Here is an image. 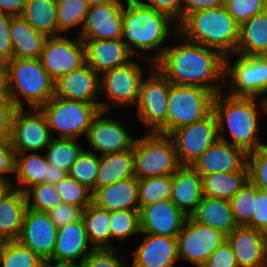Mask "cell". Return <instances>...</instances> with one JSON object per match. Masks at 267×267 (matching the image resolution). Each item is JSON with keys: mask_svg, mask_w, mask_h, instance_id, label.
I'll return each mask as SVG.
<instances>
[{"mask_svg": "<svg viewBox=\"0 0 267 267\" xmlns=\"http://www.w3.org/2000/svg\"><path fill=\"white\" fill-rule=\"evenodd\" d=\"M133 143L134 176L138 180L173 175L182 165L169 135L143 132Z\"/></svg>", "mask_w": 267, "mask_h": 267, "instance_id": "6", "label": "cell"}, {"mask_svg": "<svg viewBox=\"0 0 267 267\" xmlns=\"http://www.w3.org/2000/svg\"><path fill=\"white\" fill-rule=\"evenodd\" d=\"M10 36L13 58L40 59L47 37L30 26L22 16L12 17Z\"/></svg>", "mask_w": 267, "mask_h": 267, "instance_id": "29", "label": "cell"}, {"mask_svg": "<svg viewBox=\"0 0 267 267\" xmlns=\"http://www.w3.org/2000/svg\"><path fill=\"white\" fill-rule=\"evenodd\" d=\"M202 197V176L192 166H181L172 175L170 200L183 214L190 217Z\"/></svg>", "mask_w": 267, "mask_h": 267, "instance_id": "27", "label": "cell"}, {"mask_svg": "<svg viewBox=\"0 0 267 267\" xmlns=\"http://www.w3.org/2000/svg\"><path fill=\"white\" fill-rule=\"evenodd\" d=\"M201 267H239L232 246L225 240Z\"/></svg>", "mask_w": 267, "mask_h": 267, "instance_id": "52", "label": "cell"}, {"mask_svg": "<svg viewBox=\"0 0 267 267\" xmlns=\"http://www.w3.org/2000/svg\"><path fill=\"white\" fill-rule=\"evenodd\" d=\"M249 180V172H215L202 176L203 196L230 201Z\"/></svg>", "mask_w": 267, "mask_h": 267, "instance_id": "34", "label": "cell"}, {"mask_svg": "<svg viewBox=\"0 0 267 267\" xmlns=\"http://www.w3.org/2000/svg\"><path fill=\"white\" fill-rule=\"evenodd\" d=\"M174 38L175 42L167 45L154 67L171 84L203 87L214 95L225 91V57L216 49L187 41L178 33Z\"/></svg>", "mask_w": 267, "mask_h": 267, "instance_id": "1", "label": "cell"}, {"mask_svg": "<svg viewBox=\"0 0 267 267\" xmlns=\"http://www.w3.org/2000/svg\"><path fill=\"white\" fill-rule=\"evenodd\" d=\"M142 58L134 57L125 65L116 67L106 71L100 75V95H104V99L100 101V110L109 113L112 111L111 106L133 108L135 107L139 90L143 78L154 67V63L147 66L146 71L137 60ZM146 71V72H144ZM111 104V105H110Z\"/></svg>", "mask_w": 267, "mask_h": 267, "instance_id": "7", "label": "cell"}, {"mask_svg": "<svg viewBox=\"0 0 267 267\" xmlns=\"http://www.w3.org/2000/svg\"><path fill=\"white\" fill-rule=\"evenodd\" d=\"M43 154V155H42ZM49 162L44 153H16L14 183L16 189L25 192L29 187L48 183Z\"/></svg>", "mask_w": 267, "mask_h": 267, "instance_id": "31", "label": "cell"}, {"mask_svg": "<svg viewBox=\"0 0 267 267\" xmlns=\"http://www.w3.org/2000/svg\"><path fill=\"white\" fill-rule=\"evenodd\" d=\"M224 80L230 89L225 92L231 96L263 99L267 95V56H225Z\"/></svg>", "mask_w": 267, "mask_h": 267, "instance_id": "10", "label": "cell"}, {"mask_svg": "<svg viewBox=\"0 0 267 267\" xmlns=\"http://www.w3.org/2000/svg\"><path fill=\"white\" fill-rule=\"evenodd\" d=\"M192 167L201 176L215 172H249L247 153L221 139L216 140Z\"/></svg>", "mask_w": 267, "mask_h": 267, "instance_id": "21", "label": "cell"}, {"mask_svg": "<svg viewBox=\"0 0 267 267\" xmlns=\"http://www.w3.org/2000/svg\"><path fill=\"white\" fill-rule=\"evenodd\" d=\"M182 166L193 163L218 140V121L212 110L205 118L180 127L169 135Z\"/></svg>", "mask_w": 267, "mask_h": 267, "instance_id": "12", "label": "cell"}, {"mask_svg": "<svg viewBox=\"0 0 267 267\" xmlns=\"http://www.w3.org/2000/svg\"><path fill=\"white\" fill-rule=\"evenodd\" d=\"M257 186L248 180L230 199L234 219L238 226H247L252 219Z\"/></svg>", "mask_w": 267, "mask_h": 267, "instance_id": "44", "label": "cell"}, {"mask_svg": "<svg viewBox=\"0 0 267 267\" xmlns=\"http://www.w3.org/2000/svg\"><path fill=\"white\" fill-rule=\"evenodd\" d=\"M131 177H134L133 146L130 150L100 155L95 190Z\"/></svg>", "mask_w": 267, "mask_h": 267, "instance_id": "33", "label": "cell"}, {"mask_svg": "<svg viewBox=\"0 0 267 267\" xmlns=\"http://www.w3.org/2000/svg\"><path fill=\"white\" fill-rule=\"evenodd\" d=\"M249 180L257 188L267 191V143L254 151L247 153Z\"/></svg>", "mask_w": 267, "mask_h": 267, "instance_id": "46", "label": "cell"}, {"mask_svg": "<svg viewBox=\"0 0 267 267\" xmlns=\"http://www.w3.org/2000/svg\"><path fill=\"white\" fill-rule=\"evenodd\" d=\"M13 15L0 12V58L10 61L13 59L10 27Z\"/></svg>", "mask_w": 267, "mask_h": 267, "instance_id": "54", "label": "cell"}, {"mask_svg": "<svg viewBox=\"0 0 267 267\" xmlns=\"http://www.w3.org/2000/svg\"><path fill=\"white\" fill-rule=\"evenodd\" d=\"M105 114L107 112L100 111L88 128L85 137L90 147L88 151L107 155L130 150L136 137L129 124L126 125L124 120L121 122L113 117L107 118Z\"/></svg>", "mask_w": 267, "mask_h": 267, "instance_id": "15", "label": "cell"}, {"mask_svg": "<svg viewBox=\"0 0 267 267\" xmlns=\"http://www.w3.org/2000/svg\"><path fill=\"white\" fill-rule=\"evenodd\" d=\"M100 155L84 150L70 167L68 175L87 186L92 193L95 191V180L99 168Z\"/></svg>", "mask_w": 267, "mask_h": 267, "instance_id": "43", "label": "cell"}, {"mask_svg": "<svg viewBox=\"0 0 267 267\" xmlns=\"http://www.w3.org/2000/svg\"><path fill=\"white\" fill-rule=\"evenodd\" d=\"M78 267H130L119 249H94Z\"/></svg>", "mask_w": 267, "mask_h": 267, "instance_id": "48", "label": "cell"}, {"mask_svg": "<svg viewBox=\"0 0 267 267\" xmlns=\"http://www.w3.org/2000/svg\"><path fill=\"white\" fill-rule=\"evenodd\" d=\"M224 6L233 19L241 25L254 15L267 10V0H224Z\"/></svg>", "mask_w": 267, "mask_h": 267, "instance_id": "47", "label": "cell"}, {"mask_svg": "<svg viewBox=\"0 0 267 267\" xmlns=\"http://www.w3.org/2000/svg\"><path fill=\"white\" fill-rule=\"evenodd\" d=\"M226 240L239 267H267V235L248 226H237Z\"/></svg>", "mask_w": 267, "mask_h": 267, "instance_id": "24", "label": "cell"}, {"mask_svg": "<svg viewBox=\"0 0 267 267\" xmlns=\"http://www.w3.org/2000/svg\"><path fill=\"white\" fill-rule=\"evenodd\" d=\"M214 96L203 87L171 84L168 96L167 135L205 118L213 110Z\"/></svg>", "mask_w": 267, "mask_h": 267, "instance_id": "11", "label": "cell"}, {"mask_svg": "<svg viewBox=\"0 0 267 267\" xmlns=\"http://www.w3.org/2000/svg\"><path fill=\"white\" fill-rule=\"evenodd\" d=\"M224 0H182V19L195 11L222 7Z\"/></svg>", "mask_w": 267, "mask_h": 267, "instance_id": "56", "label": "cell"}, {"mask_svg": "<svg viewBox=\"0 0 267 267\" xmlns=\"http://www.w3.org/2000/svg\"><path fill=\"white\" fill-rule=\"evenodd\" d=\"M40 110L47 119L53 138L54 130L59 135L57 138L76 140L83 135L86 137L92 120L101 111L100 104L68 100L55 95Z\"/></svg>", "mask_w": 267, "mask_h": 267, "instance_id": "8", "label": "cell"}, {"mask_svg": "<svg viewBox=\"0 0 267 267\" xmlns=\"http://www.w3.org/2000/svg\"><path fill=\"white\" fill-rule=\"evenodd\" d=\"M57 0H26L22 17L46 37L58 36Z\"/></svg>", "mask_w": 267, "mask_h": 267, "instance_id": "35", "label": "cell"}, {"mask_svg": "<svg viewBox=\"0 0 267 267\" xmlns=\"http://www.w3.org/2000/svg\"><path fill=\"white\" fill-rule=\"evenodd\" d=\"M16 153L10 142L0 143V177L11 179L15 175Z\"/></svg>", "mask_w": 267, "mask_h": 267, "instance_id": "55", "label": "cell"}, {"mask_svg": "<svg viewBox=\"0 0 267 267\" xmlns=\"http://www.w3.org/2000/svg\"><path fill=\"white\" fill-rule=\"evenodd\" d=\"M139 219L141 233L177 238L187 216L166 199L140 208Z\"/></svg>", "mask_w": 267, "mask_h": 267, "instance_id": "19", "label": "cell"}, {"mask_svg": "<svg viewBox=\"0 0 267 267\" xmlns=\"http://www.w3.org/2000/svg\"><path fill=\"white\" fill-rule=\"evenodd\" d=\"M55 185L63 203L79 206L82 210L92 203V190L68 174Z\"/></svg>", "mask_w": 267, "mask_h": 267, "instance_id": "45", "label": "cell"}, {"mask_svg": "<svg viewBox=\"0 0 267 267\" xmlns=\"http://www.w3.org/2000/svg\"><path fill=\"white\" fill-rule=\"evenodd\" d=\"M177 33V23L167 14L136 0H125L122 40L134 57L146 58L148 64L155 63L169 45L168 38L172 40ZM164 42L168 44L163 46ZM152 50L154 54L149 53Z\"/></svg>", "mask_w": 267, "mask_h": 267, "instance_id": "2", "label": "cell"}, {"mask_svg": "<svg viewBox=\"0 0 267 267\" xmlns=\"http://www.w3.org/2000/svg\"><path fill=\"white\" fill-rule=\"evenodd\" d=\"M46 267H78L76 265H53L46 262Z\"/></svg>", "mask_w": 267, "mask_h": 267, "instance_id": "62", "label": "cell"}, {"mask_svg": "<svg viewBox=\"0 0 267 267\" xmlns=\"http://www.w3.org/2000/svg\"><path fill=\"white\" fill-rule=\"evenodd\" d=\"M26 210V196L19 189L0 201V242L18 239Z\"/></svg>", "mask_w": 267, "mask_h": 267, "instance_id": "32", "label": "cell"}, {"mask_svg": "<svg viewBox=\"0 0 267 267\" xmlns=\"http://www.w3.org/2000/svg\"><path fill=\"white\" fill-rule=\"evenodd\" d=\"M87 65L97 74L130 62L134 56L121 39H83Z\"/></svg>", "mask_w": 267, "mask_h": 267, "instance_id": "25", "label": "cell"}, {"mask_svg": "<svg viewBox=\"0 0 267 267\" xmlns=\"http://www.w3.org/2000/svg\"><path fill=\"white\" fill-rule=\"evenodd\" d=\"M194 221L209 226L225 236L238 225L234 219L230 201L203 196L194 213Z\"/></svg>", "mask_w": 267, "mask_h": 267, "instance_id": "28", "label": "cell"}, {"mask_svg": "<svg viewBox=\"0 0 267 267\" xmlns=\"http://www.w3.org/2000/svg\"><path fill=\"white\" fill-rule=\"evenodd\" d=\"M93 250L81 218L58 228L55 248L47 263L79 266Z\"/></svg>", "mask_w": 267, "mask_h": 267, "instance_id": "18", "label": "cell"}, {"mask_svg": "<svg viewBox=\"0 0 267 267\" xmlns=\"http://www.w3.org/2000/svg\"><path fill=\"white\" fill-rule=\"evenodd\" d=\"M235 54L267 56V10L243 22Z\"/></svg>", "mask_w": 267, "mask_h": 267, "instance_id": "30", "label": "cell"}, {"mask_svg": "<svg viewBox=\"0 0 267 267\" xmlns=\"http://www.w3.org/2000/svg\"><path fill=\"white\" fill-rule=\"evenodd\" d=\"M45 261L18 240L0 242L1 267H42Z\"/></svg>", "mask_w": 267, "mask_h": 267, "instance_id": "38", "label": "cell"}, {"mask_svg": "<svg viewBox=\"0 0 267 267\" xmlns=\"http://www.w3.org/2000/svg\"><path fill=\"white\" fill-rule=\"evenodd\" d=\"M27 208L48 212L63 203L55 184L43 182L29 187L25 192Z\"/></svg>", "mask_w": 267, "mask_h": 267, "instance_id": "42", "label": "cell"}, {"mask_svg": "<svg viewBox=\"0 0 267 267\" xmlns=\"http://www.w3.org/2000/svg\"><path fill=\"white\" fill-rule=\"evenodd\" d=\"M9 75V61L0 58V95H8Z\"/></svg>", "mask_w": 267, "mask_h": 267, "instance_id": "58", "label": "cell"}, {"mask_svg": "<svg viewBox=\"0 0 267 267\" xmlns=\"http://www.w3.org/2000/svg\"><path fill=\"white\" fill-rule=\"evenodd\" d=\"M89 6L99 5L104 3H125V0H87Z\"/></svg>", "mask_w": 267, "mask_h": 267, "instance_id": "61", "label": "cell"}, {"mask_svg": "<svg viewBox=\"0 0 267 267\" xmlns=\"http://www.w3.org/2000/svg\"><path fill=\"white\" fill-rule=\"evenodd\" d=\"M247 226L267 235V191L256 190L253 215Z\"/></svg>", "mask_w": 267, "mask_h": 267, "instance_id": "50", "label": "cell"}, {"mask_svg": "<svg viewBox=\"0 0 267 267\" xmlns=\"http://www.w3.org/2000/svg\"><path fill=\"white\" fill-rule=\"evenodd\" d=\"M82 212L83 210L79 206L61 203L47 213L55 226L59 228L71 222L80 220L82 218Z\"/></svg>", "mask_w": 267, "mask_h": 267, "instance_id": "51", "label": "cell"}, {"mask_svg": "<svg viewBox=\"0 0 267 267\" xmlns=\"http://www.w3.org/2000/svg\"><path fill=\"white\" fill-rule=\"evenodd\" d=\"M15 189L14 183L9 178L0 177V201Z\"/></svg>", "mask_w": 267, "mask_h": 267, "instance_id": "60", "label": "cell"}, {"mask_svg": "<svg viewBox=\"0 0 267 267\" xmlns=\"http://www.w3.org/2000/svg\"><path fill=\"white\" fill-rule=\"evenodd\" d=\"M213 111L218 121L219 139L242 148L246 153L266 145L258 136L261 131L259 118L265 114L264 99L234 97L223 91L214 96ZM227 133L231 137L228 140Z\"/></svg>", "mask_w": 267, "mask_h": 267, "instance_id": "3", "label": "cell"}, {"mask_svg": "<svg viewBox=\"0 0 267 267\" xmlns=\"http://www.w3.org/2000/svg\"><path fill=\"white\" fill-rule=\"evenodd\" d=\"M84 150V147L76 139L54 137L45 148L46 152L44 151V153L49 163L68 173L70 167Z\"/></svg>", "mask_w": 267, "mask_h": 267, "instance_id": "39", "label": "cell"}, {"mask_svg": "<svg viewBox=\"0 0 267 267\" xmlns=\"http://www.w3.org/2000/svg\"><path fill=\"white\" fill-rule=\"evenodd\" d=\"M17 109L9 95H0V143L11 141L13 120Z\"/></svg>", "mask_w": 267, "mask_h": 267, "instance_id": "49", "label": "cell"}, {"mask_svg": "<svg viewBox=\"0 0 267 267\" xmlns=\"http://www.w3.org/2000/svg\"><path fill=\"white\" fill-rule=\"evenodd\" d=\"M9 74L8 95L18 108H40L55 95V82L40 59L13 58Z\"/></svg>", "mask_w": 267, "mask_h": 267, "instance_id": "5", "label": "cell"}, {"mask_svg": "<svg viewBox=\"0 0 267 267\" xmlns=\"http://www.w3.org/2000/svg\"><path fill=\"white\" fill-rule=\"evenodd\" d=\"M177 26L187 41L216 49L224 57L236 52L240 25L224 5L187 14Z\"/></svg>", "mask_w": 267, "mask_h": 267, "instance_id": "4", "label": "cell"}, {"mask_svg": "<svg viewBox=\"0 0 267 267\" xmlns=\"http://www.w3.org/2000/svg\"><path fill=\"white\" fill-rule=\"evenodd\" d=\"M109 227L111 231V249H116L115 241L122 242L121 245L118 244L122 248L124 241L126 242L129 238L138 234L140 236L139 210L111 211Z\"/></svg>", "mask_w": 267, "mask_h": 267, "instance_id": "40", "label": "cell"}, {"mask_svg": "<svg viewBox=\"0 0 267 267\" xmlns=\"http://www.w3.org/2000/svg\"><path fill=\"white\" fill-rule=\"evenodd\" d=\"M57 230L47 212L27 208L17 240L47 262L55 248Z\"/></svg>", "mask_w": 267, "mask_h": 267, "instance_id": "17", "label": "cell"}, {"mask_svg": "<svg viewBox=\"0 0 267 267\" xmlns=\"http://www.w3.org/2000/svg\"><path fill=\"white\" fill-rule=\"evenodd\" d=\"M264 102H265V114L267 115V95L264 97Z\"/></svg>", "mask_w": 267, "mask_h": 267, "instance_id": "63", "label": "cell"}, {"mask_svg": "<svg viewBox=\"0 0 267 267\" xmlns=\"http://www.w3.org/2000/svg\"><path fill=\"white\" fill-rule=\"evenodd\" d=\"M138 3L167 14L177 24L182 20V0H136Z\"/></svg>", "mask_w": 267, "mask_h": 267, "instance_id": "53", "label": "cell"}, {"mask_svg": "<svg viewBox=\"0 0 267 267\" xmlns=\"http://www.w3.org/2000/svg\"><path fill=\"white\" fill-rule=\"evenodd\" d=\"M40 61L49 76L56 82L61 76L81 67L85 62V46L82 39L67 35L47 37Z\"/></svg>", "mask_w": 267, "mask_h": 267, "instance_id": "13", "label": "cell"}, {"mask_svg": "<svg viewBox=\"0 0 267 267\" xmlns=\"http://www.w3.org/2000/svg\"><path fill=\"white\" fill-rule=\"evenodd\" d=\"M88 9L89 2L87 0H57L56 15L58 35H64L66 32L68 34L75 28L79 29V32L77 33V36H79L86 19Z\"/></svg>", "mask_w": 267, "mask_h": 267, "instance_id": "37", "label": "cell"}, {"mask_svg": "<svg viewBox=\"0 0 267 267\" xmlns=\"http://www.w3.org/2000/svg\"><path fill=\"white\" fill-rule=\"evenodd\" d=\"M144 237L132 250L130 267H175L179 261L177 238L151 233H140Z\"/></svg>", "mask_w": 267, "mask_h": 267, "instance_id": "22", "label": "cell"}, {"mask_svg": "<svg viewBox=\"0 0 267 267\" xmlns=\"http://www.w3.org/2000/svg\"><path fill=\"white\" fill-rule=\"evenodd\" d=\"M170 81L153 67L143 78L135 105L136 120L145 126L144 132L167 135L168 96Z\"/></svg>", "mask_w": 267, "mask_h": 267, "instance_id": "9", "label": "cell"}, {"mask_svg": "<svg viewBox=\"0 0 267 267\" xmlns=\"http://www.w3.org/2000/svg\"><path fill=\"white\" fill-rule=\"evenodd\" d=\"M68 173L53 164L49 163L48 165V183L56 184L59 180L64 178Z\"/></svg>", "mask_w": 267, "mask_h": 267, "instance_id": "59", "label": "cell"}, {"mask_svg": "<svg viewBox=\"0 0 267 267\" xmlns=\"http://www.w3.org/2000/svg\"><path fill=\"white\" fill-rule=\"evenodd\" d=\"M111 212L90 203L82 212V219L90 244L94 249H111Z\"/></svg>", "mask_w": 267, "mask_h": 267, "instance_id": "36", "label": "cell"}, {"mask_svg": "<svg viewBox=\"0 0 267 267\" xmlns=\"http://www.w3.org/2000/svg\"><path fill=\"white\" fill-rule=\"evenodd\" d=\"M55 96L90 104H100V75L85 62L81 67L61 76L55 82Z\"/></svg>", "mask_w": 267, "mask_h": 267, "instance_id": "23", "label": "cell"}, {"mask_svg": "<svg viewBox=\"0 0 267 267\" xmlns=\"http://www.w3.org/2000/svg\"><path fill=\"white\" fill-rule=\"evenodd\" d=\"M18 108L11 135V146L15 153L41 152L52 140L50 128L40 108Z\"/></svg>", "mask_w": 267, "mask_h": 267, "instance_id": "14", "label": "cell"}, {"mask_svg": "<svg viewBox=\"0 0 267 267\" xmlns=\"http://www.w3.org/2000/svg\"><path fill=\"white\" fill-rule=\"evenodd\" d=\"M92 203L107 211L139 210L138 179L118 180L92 193Z\"/></svg>", "mask_w": 267, "mask_h": 267, "instance_id": "26", "label": "cell"}, {"mask_svg": "<svg viewBox=\"0 0 267 267\" xmlns=\"http://www.w3.org/2000/svg\"><path fill=\"white\" fill-rule=\"evenodd\" d=\"M172 175L138 180L139 209L149 204L170 199Z\"/></svg>", "mask_w": 267, "mask_h": 267, "instance_id": "41", "label": "cell"}, {"mask_svg": "<svg viewBox=\"0 0 267 267\" xmlns=\"http://www.w3.org/2000/svg\"><path fill=\"white\" fill-rule=\"evenodd\" d=\"M225 240L221 232L187 217L177 237L179 260L201 267Z\"/></svg>", "mask_w": 267, "mask_h": 267, "instance_id": "16", "label": "cell"}, {"mask_svg": "<svg viewBox=\"0 0 267 267\" xmlns=\"http://www.w3.org/2000/svg\"><path fill=\"white\" fill-rule=\"evenodd\" d=\"M26 0H0V12L13 16H21Z\"/></svg>", "mask_w": 267, "mask_h": 267, "instance_id": "57", "label": "cell"}, {"mask_svg": "<svg viewBox=\"0 0 267 267\" xmlns=\"http://www.w3.org/2000/svg\"><path fill=\"white\" fill-rule=\"evenodd\" d=\"M125 3L89 6L79 37L83 39H121Z\"/></svg>", "mask_w": 267, "mask_h": 267, "instance_id": "20", "label": "cell"}]
</instances>
